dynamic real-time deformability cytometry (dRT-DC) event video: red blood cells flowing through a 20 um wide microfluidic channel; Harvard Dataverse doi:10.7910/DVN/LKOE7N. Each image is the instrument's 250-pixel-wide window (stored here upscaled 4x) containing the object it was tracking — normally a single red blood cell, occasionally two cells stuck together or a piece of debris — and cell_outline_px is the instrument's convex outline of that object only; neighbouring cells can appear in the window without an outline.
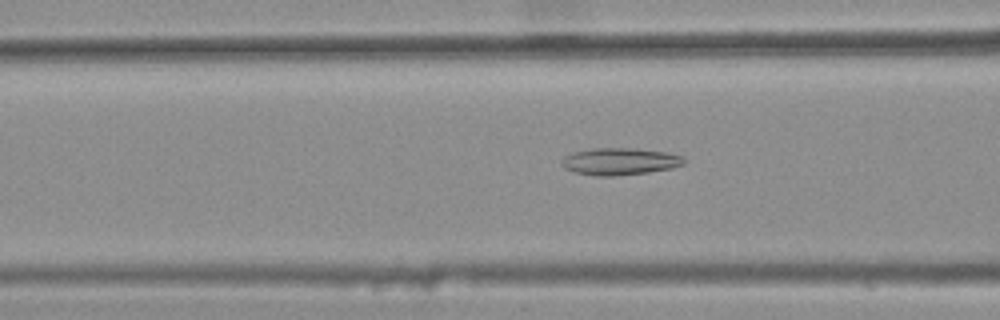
{"species": "common noctule bat (a hibernating species)", "species_latin": "Nyctalus noctula", "temperature_condition": "warm", "stored_images_in_passage": 45, "camera_frame_rate_fps": 3000, "um_per_image_px": 0.085, "animal": {"sex": "female", "body_mass_g": 25.1}, "frame": {"image": 1, "passage_image": 20, "time_ms": 6.333, "image_size_px": [1000, 320], "cell_outline_px": [[684, 164], [672, 168], [648, 172], [612, 176], [596, 176], [572, 172], [564, 168], [560, 164], [564, 156], [572, 152], [592, 148], [632, 148], [668, 152], [684, 156]], "centroid_in_image_um": [52.65, 13.72], "position_along_channel_um": 113.9, "area_um2": 19.48}}
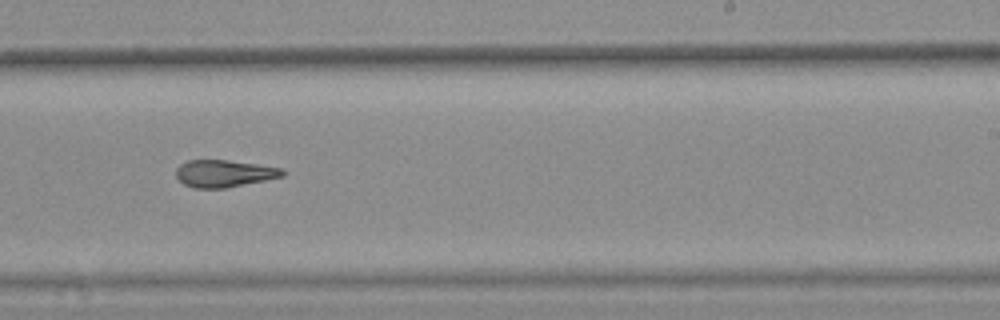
{"frame": {"image": 2, "passage_image": 32, "time_ms": 10.333, "image_size_px": [1000, 320], "cell_outline_px": [[284, 176], [224, 188], [196, 188], [184, 184], [176, 176], [176, 168], [180, 164], [188, 160], [228, 160], [256, 164], [280, 168], [284, 172]], "centroid_in_image_um": [19.01, 14.74], "position_along_channel_um": 270.0, "area_um2": 16.59}}
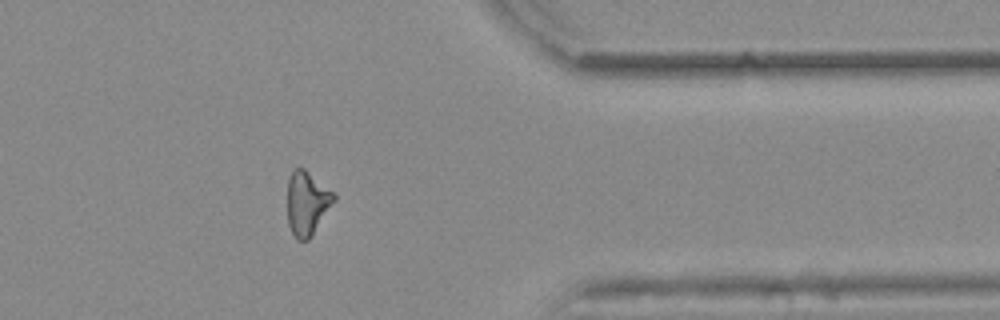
{"frame": {"image": 3, "passage_image": 42, "time_ms": 13.667, "image_size_px": [1000, 320], "cell_outline_px": [[336, 200], [308, 240], [296, 240], [288, 224], [288, 180], [292, 172], [296, 168], [304, 168], [332, 192], [336, 196]], "centroid_in_image_um": [26.09, 17.28], "position_along_channel_um": 385.3, "area_um2": 16.99}, "authors_computed_cell_mechanics": {"area_um2": 17.6868, "velocity_mm_per_s": 3.9094, "shape_relaxation_time_tau1_ms": null, "shape_relaxation_time_tau2_ms": 3.0034, "deformation_change_tau1": null, "deformation_change_tau2": 0.1205}}